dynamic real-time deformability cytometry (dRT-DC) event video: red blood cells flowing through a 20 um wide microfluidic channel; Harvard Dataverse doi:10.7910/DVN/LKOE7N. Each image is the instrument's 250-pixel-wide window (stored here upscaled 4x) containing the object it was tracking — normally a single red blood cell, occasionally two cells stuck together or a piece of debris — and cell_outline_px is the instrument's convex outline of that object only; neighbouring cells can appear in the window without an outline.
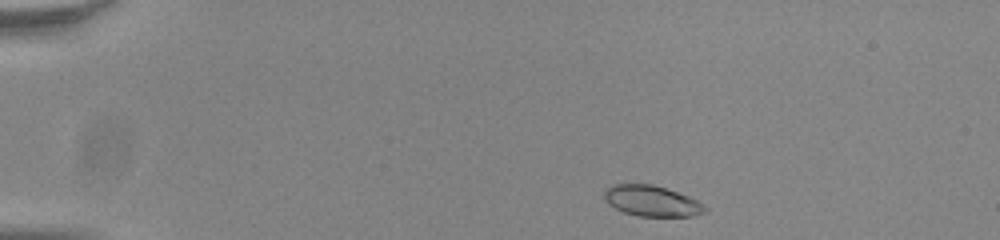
{"species": "common noctule bat (a hibernating species)", "species_latin": "Nyctalus noctula", "temperature_condition": "room temperature", "stored_images_in_passage": 46, "camera_frame_rate_fps": 3000, "um_per_image_px": 0.085, "animal": {"sex": "male", "body_mass_g": 20.0, "forearm_length_mm": 53.3}, "frame": {"image": 1, "passage_image": 1, "time_ms": 0.0, "image_size_px": [1000, 240], "cell_outline_px": [[708, 212], [692, 216], [636, 216], [624, 212], [608, 204], [604, 196], [604, 188], [612, 184], [652, 184], [688, 196], [704, 204], [708, 208]], "centroid_in_image_um": [55.4, 17.08], "position_along_channel_um": 29.6, "area_um2": 18.09}}
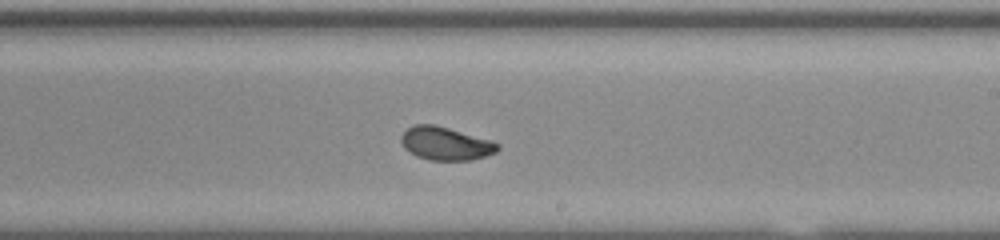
{"frame": {"image": 2, "passage_image": 25, "time_ms": 8.0, "image_size_px": [1000, 240], "cell_outline_px": [[500, 148], [496, 152], [472, 160], [428, 160], [416, 156], [408, 152], [404, 148], [400, 140], [400, 136], [408, 128], [416, 124], [436, 124], [492, 140], [500, 144]], "centroid_in_image_um": [37.87, 12.2], "position_along_channel_um": 251.1, "area_um2": 18.9}}
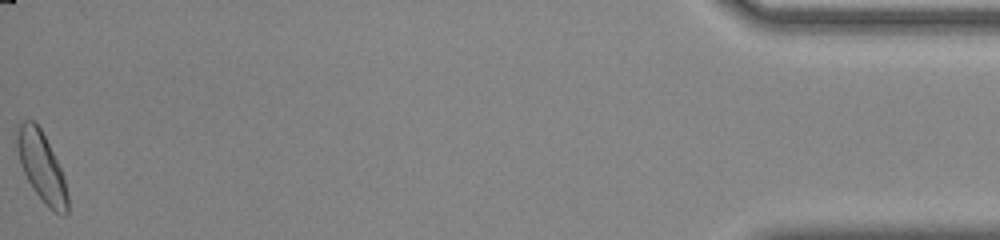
{"frame": {"image": 3, "passage_image": 46, "time_ms": 15.0, "image_size_px": [1000, 240], "cell_outline_px": [[68, 212], [64, 216], [48, 208], [44, 204], [32, 188], [20, 164], [12, 132], [24, 120], [32, 120], [40, 128], [64, 176], [68, 196]], "centroid_in_image_um": [3.49, 14.17], "position_along_channel_um": 431.7, "area_um2": 20.69}, "authors_computed_cell_mechanics": {"area_um2": 18.785, "velocity_mm_per_s": 3.8029, "shape_relaxation_time_tau1_ms": 3.29, "shape_relaxation_time_tau2_ms": 1.3585, "deformation_change_tau1": 0.1082, "deformation_change_tau2": 0.0445}}